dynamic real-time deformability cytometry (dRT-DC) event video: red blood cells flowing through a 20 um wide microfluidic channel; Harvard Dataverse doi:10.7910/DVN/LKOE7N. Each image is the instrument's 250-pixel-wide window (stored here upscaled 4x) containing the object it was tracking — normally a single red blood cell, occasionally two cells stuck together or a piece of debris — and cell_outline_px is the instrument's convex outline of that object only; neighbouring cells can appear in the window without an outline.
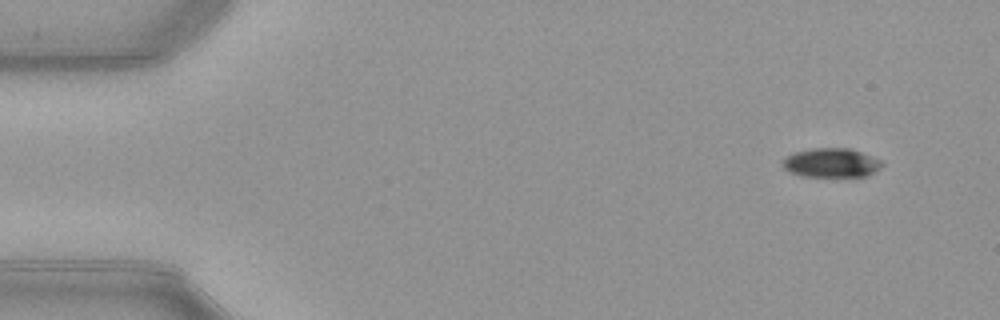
{"species": "common noctule bat (a hibernating species)", "species_latin": "Nyctalus noctula", "temperature_condition": "warm", "stored_images_in_passage": 53, "camera_frame_rate_fps": 3000, "um_per_image_px": 0.085, "animal": {"sex": "female", "body_mass_g": 21.9}, "frame": {"image": 1, "passage_image": 5, "time_ms": 1.333, "image_size_px": [1000, 320], "cell_outline_px": [[884, 164], [880, 168], [868, 176], [800, 176], [788, 172], [780, 164], [780, 160], [796, 152], [816, 148], [848, 148], [860, 152], [880, 160]], "centroid_in_image_um": [70.62, 13.85], "position_along_channel_um": 14.4, "area_um2": 16.82}}
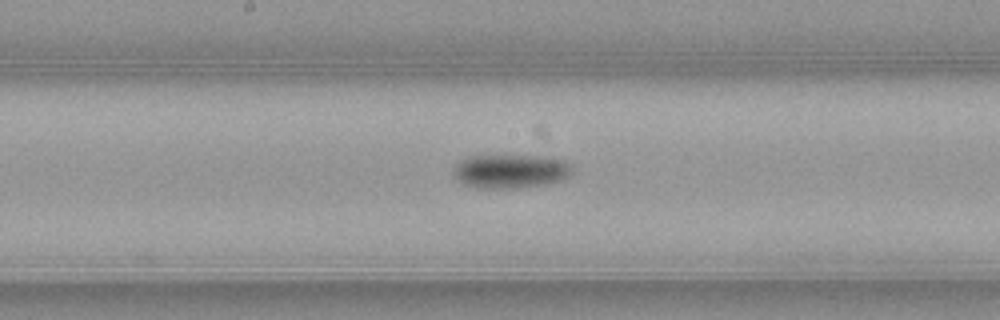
{"frame": {"image": 2, "passage_image": 28, "time_ms": 9.0, "image_size_px": [1000, 320], "cell_outline_px": [[572, 172], [568, 176], [560, 180], [544, 184], [516, 188], [480, 188], [464, 184], [456, 180], [452, 172], [456, 164], [460, 160], [468, 156], [500, 152], [548, 156], [564, 160], [572, 168]], "centroid_in_image_um": [43.34, 14.48], "position_along_channel_um": 204.9, "area_um2": 24.57}}
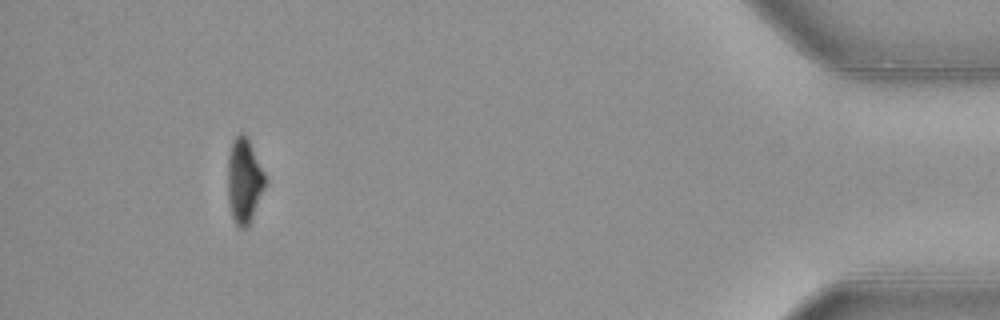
{"frame": {"image": 3, "passage_image": 49, "time_ms": 16.0, "image_size_px": [1000, 320], "cell_outline_px": [[264, 188], [252, 216], [248, 224], [244, 228], [240, 228], [236, 224], [232, 216], [228, 200], [228, 156], [232, 140], [240, 132], [244, 132], [264, 172]], "centroid_in_image_um": [20.72, 15.33], "position_along_channel_um": 414.5, "area_um2": 17.98}, "authors_computed_cell_mechanics": {"area_um2": 19.9988, "velocity_mm_per_s": 3.9832, "shape_relaxation_time_tau1_ms": 2.5439, "shape_relaxation_time_tau2_ms": null, "deformation_change_tau1": 0.1092, "deformation_change_tau2": null}}